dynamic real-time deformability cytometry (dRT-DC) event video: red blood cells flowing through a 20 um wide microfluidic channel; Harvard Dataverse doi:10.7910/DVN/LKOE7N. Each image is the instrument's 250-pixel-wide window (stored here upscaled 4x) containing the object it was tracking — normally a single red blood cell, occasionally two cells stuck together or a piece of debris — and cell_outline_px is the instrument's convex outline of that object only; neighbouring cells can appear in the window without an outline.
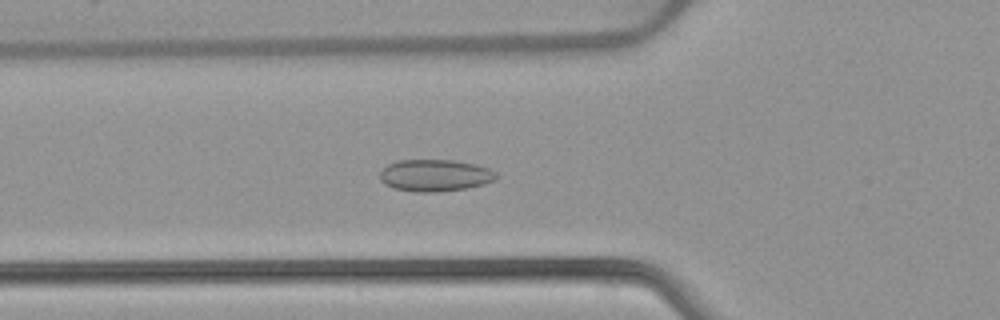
{"species": "common noctule bat (a hibernating species)", "species_latin": "Nyctalus noctula", "temperature_condition": "warm", "stored_images_in_passage": 36, "camera_frame_rate_fps": 3000, "um_per_image_px": 0.085, "animal": {"sex": "female", "body_mass_g": 22.7, "forearm_length_mm": 54.2}, "frame": {"image": 1, "passage_image": 2, "time_ms": 0.333, "image_size_px": [1000, 320], "cell_outline_px": [[496, 180], [484, 184], [468, 188], [436, 192], [416, 192], [392, 188], [384, 184], [380, 180], [380, 172], [388, 164], [396, 160], [452, 160], [476, 164], [488, 168], [496, 172]], "centroid_in_image_um": [36.96, 14.91], "position_along_channel_um": 88.8, "area_um2": 21.79}}
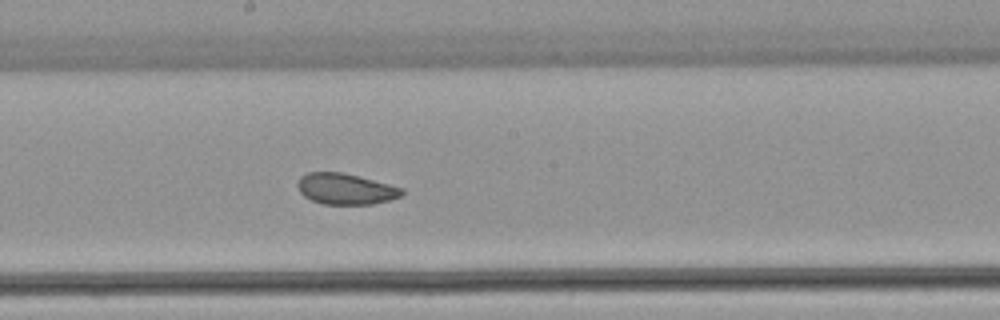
{"frame": {"image": 2, "passage_image": 12, "time_ms": 3.667, "image_size_px": [1000, 320], "cell_outline_px": [[404, 192], [400, 196], [388, 200], [372, 204], [324, 204], [312, 200], [304, 196], [300, 192], [296, 184], [300, 176], [308, 172], [340, 172], [404, 188]], "centroid_in_image_um": [29.34, 16.06], "position_along_channel_um": 218.9, "area_um2": 18.61}}
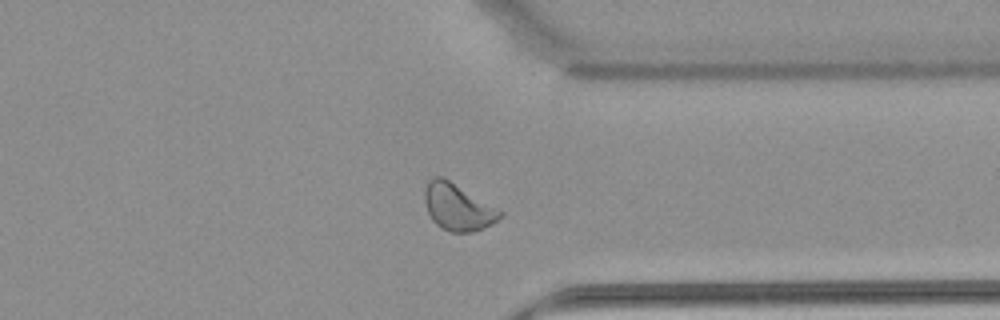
{"frame": {"image": 3, "passage_image": 24, "time_ms": 7.667, "image_size_px": [1000, 320], "cell_outline_px": [[504, 216], [492, 224], [484, 228], [472, 232], [448, 232], [440, 228], [432, 220], [424, 204], [424, 188], [428, 180], [436, 176], [444, 176], [500, 208], [504, 212]], "centroid_in_image_um": [38.94, 17.59], "position_along_channel_um": 372.5, "area_um2": 21.27}}